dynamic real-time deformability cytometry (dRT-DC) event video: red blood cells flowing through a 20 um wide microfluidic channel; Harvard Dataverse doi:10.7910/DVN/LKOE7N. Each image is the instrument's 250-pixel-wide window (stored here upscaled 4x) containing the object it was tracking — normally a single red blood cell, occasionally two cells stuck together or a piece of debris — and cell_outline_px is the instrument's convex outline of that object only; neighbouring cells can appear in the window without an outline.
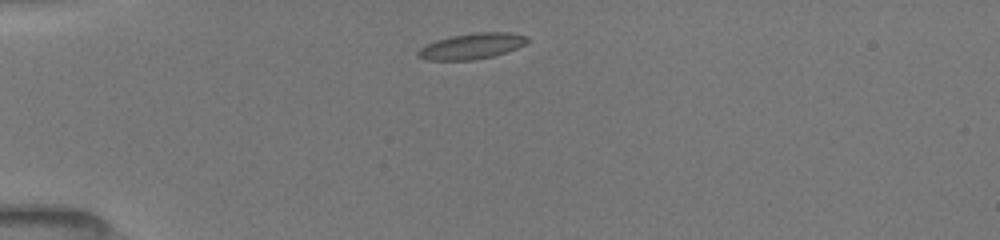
{"species": "common noctule bat (a hibernating species)", "species_latin": "Nyctalus noctula", "temperature_condition": "room temperature", "stored_images_in_passage": 3, "camera_frame_rate_fps": 3000, "um_per_image_px": 0.085, "animal": {"sex": "female", "body_mass_g": 19.5, "forearm_length_mm": 54.1}, "frame": {"image": 1, "passage_image": 1, "time_ms": 0.0, "image_size_px": [1000, 240], "cell_outline_px": [[528, 40], [524, 44], [516, 48], [492, 56], [472, 60], [428, 60], [416, 56], [416, 52], [420, 48], [436, 40], [452, 36], [476, 32], [512, 32], [528, 36]], "centroid_in_image_um": [40.09, 3.91], "position_along_channel_um": 44.9, "area_um2": 16.3}}
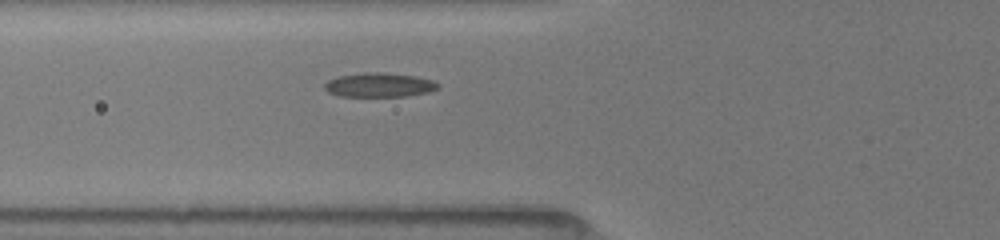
{"frame": {"image": 2, "passage_image": 3, "time_ms": 2.0, "image_size_px": [1000, 240], "cell_outline_px": [[440, 88], [428, 92], [404, 96], [340, 96], [328, 92], [324, 88], [324, 84], [328, 80], [336, 76], [364, 72], [384, 72], [416, 76], [432, 80], [440, 84]], "centroid_in_image_um": [32.23, 7.21], "position_along_channel_um": 93.6, "area_um2": 16.13}}